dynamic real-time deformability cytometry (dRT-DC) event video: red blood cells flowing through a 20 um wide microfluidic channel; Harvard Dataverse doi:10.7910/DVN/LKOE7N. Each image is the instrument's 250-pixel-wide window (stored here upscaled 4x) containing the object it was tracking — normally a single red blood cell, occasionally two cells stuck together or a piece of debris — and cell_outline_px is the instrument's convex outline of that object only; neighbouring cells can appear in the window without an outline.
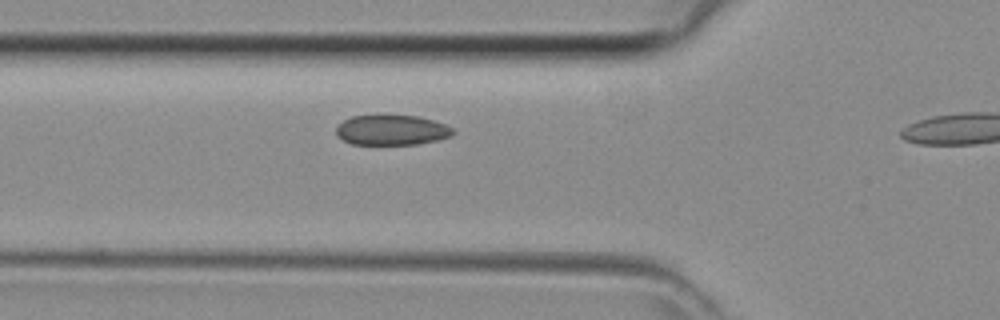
{"species": "common noctule bat (a hibernating species)", "species_latin": "Nyctalus noctula", "temperature_condition": "room temperature", "stored_images_in_passage": 11, "camera_frame_rate_fps": 3000, "um_per_image_px": 0.085, "animal": {"sex": "female", "body_mass_g": 29.2, "forearm_length_mm": 56.3}, "frame": {"image": 1, "passage_image": 10, "time_ms": 3.0, "image_size_px": [1000, 320], "cell_outline_px": [[456, 132], [452, 136], [436, 140], [416, 144], [352, 144], [336, 136], [336, 128], [344, 120], [352, 116], [380, 112], [416, 116], [432, 120], [444, 124], [452, 128]], "centroid_in_image_um": [33.26, 11.01], "position_along_channel_um": 92.5, "area_um2": 21.15}}